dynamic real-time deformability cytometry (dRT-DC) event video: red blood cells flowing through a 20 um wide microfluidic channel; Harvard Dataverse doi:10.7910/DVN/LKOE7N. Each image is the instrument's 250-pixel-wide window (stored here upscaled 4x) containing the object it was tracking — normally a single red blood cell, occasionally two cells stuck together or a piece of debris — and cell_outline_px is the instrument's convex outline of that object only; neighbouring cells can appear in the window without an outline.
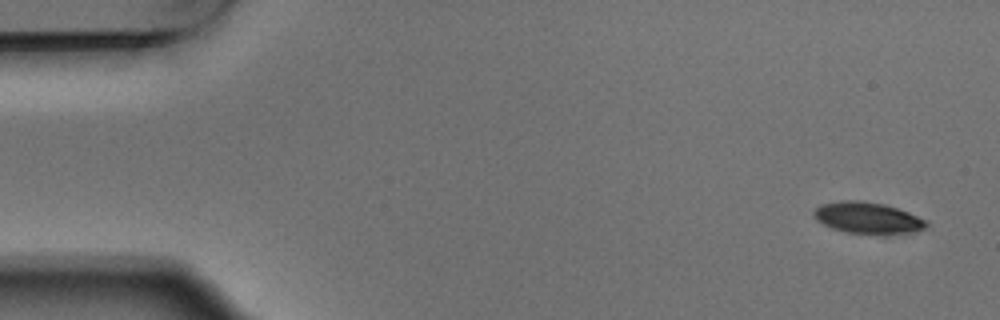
{"species": "Egyptian fruit bat (a non-hibernating species)", "species_latin": "Rousettus aegyptiacus", "temperature_condition": "warm", "stored_images_in_passage": 6, "camera_frame_rate_fps": 3000, "um_per_image_px": 0.085, "animal": {"sex": "male"}, "frame": {"image": 1, "passage_image": 1, "time_ms": 0.0, "image_size_px": [1000, 320], "cell_outline_px": [[928, 224], [924, 228], [904, 232], [848, 232], [832, 228], [824, 224], [812, 212], [820, 204], [840, 200], [860, 200], [884, 204], [908, 212], [928, 220]], "centroid_in_image_um": [73.72, 18.46], "position_along_channel_um": 11.3, "area_um2": 19.77}}
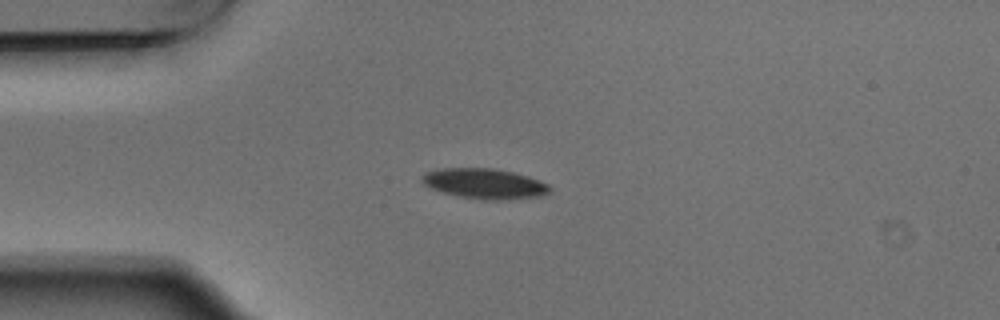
{"frame": {"image": 2, "passage_image": 4, "time_ms": 1.0, "image_size_px": [1000, 320], "cell_outline_px": [[552, 192], [540, 196], [500, 200], [484, 200], [460, 196], [440, 192], [424, 184], [420, 180], [420, 176], [424, 172], [444, 168], [492, 168], [512, 172], [528, 176], [548, 184], [552, 188]], "centroid_in_image_um": [41.18, 15.61], "position_along_channel_um": 43.8, "area_um2": 22.6}}
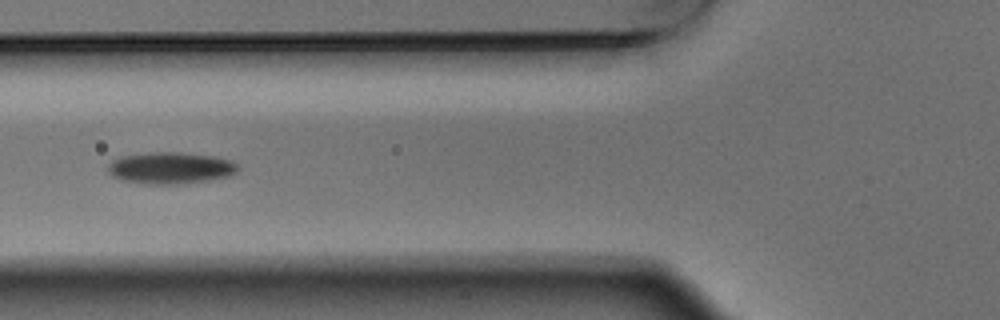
{"frame": {"image": 3, "passage_image": 6, "time_ms": 1.667, "image_size_px": [1000, 320], "cell_outline_px": [[240, 168], [232, 176], [184, 184], [140, 184], [120, 180], [112, 176], [108, 172], [108, 164], [112, 160], [120, 156], [152, 152], [180, 152], [212, 156], [228, 160], [236, 164]], "centroid_in_image_um": [14.46, 14.29], "position_along_channel_um": 111.3, "area_um2": 24.28}}